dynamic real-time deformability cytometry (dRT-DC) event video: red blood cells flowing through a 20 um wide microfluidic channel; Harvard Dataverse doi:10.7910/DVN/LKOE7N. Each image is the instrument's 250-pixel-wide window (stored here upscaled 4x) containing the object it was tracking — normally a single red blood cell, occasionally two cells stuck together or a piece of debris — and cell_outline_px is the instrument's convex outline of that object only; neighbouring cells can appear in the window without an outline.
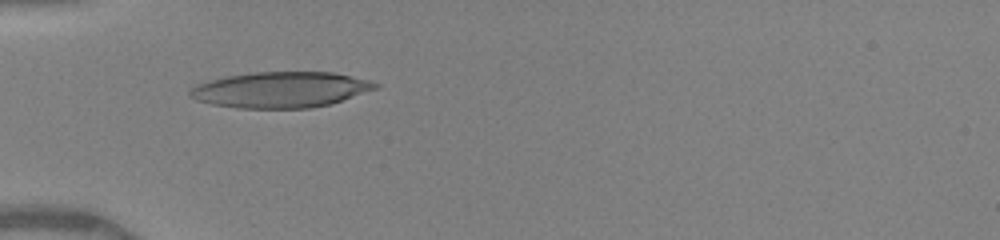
{"species": "human", "species_latin": "Homo sapiens", "temperature_condition": "warm", "stored_images_in_passage": 34, "camera_frame_rate_fps": 3000, "um_per_image_px": 0.085, "donor": {"sex": "female"}, "frame": {"image": 1, "passage_image": 1, "time_ms": 0.0, "image_size_px": [1000, 240], "cell_outline_px": [[380, 84], [376, 88], [328, 104], [308, 108], [240, 108], [212, 104], [196, 100], [188, 96], [188, 92], [196, 84], [208, 80], [224, 76], [252, 72], [332, 72], [368, 80]], "centroid_in_image_um": [23.77, 7.62], "position_along_channel_um": 61.2, "area_um2": 38.38}}
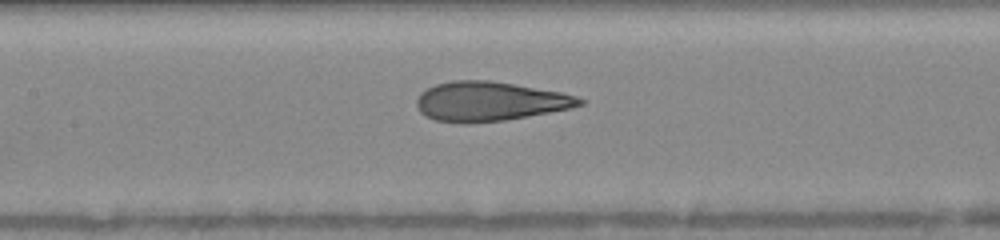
{"frame": {"image": 2, "passage_image": 9, "time_ms": 2.667, "image_size_px": [1000, 240], "cell_outline_px": [[584, 104], [572, 108], [528, 116], [504, 120], [436, 120], [420, 112], [416, 104], [416, 100], [420, 92], [436, 84], [452, 80], [488, 80], [564, 92], [576, 96], [584, 100]], "centroid_in_image_um": [41.68, 8.57], "position_along_channel_um": 165.7, "area_um2": 36.47}}
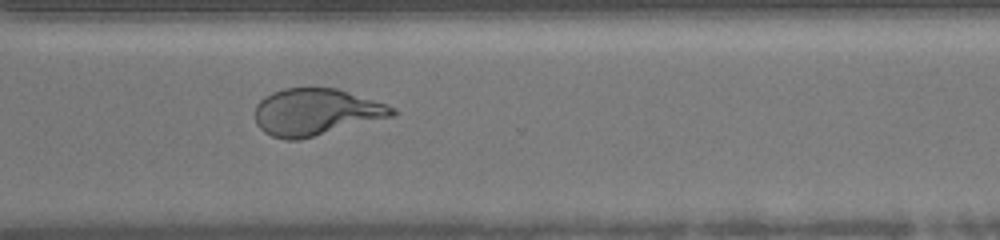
{"frame": {"image": 3, "passage_image": 22, "time_ms": 7.0, "image_size_px": [1000, 240], "cell_outline_px": [[396, 112], [392, 116], [300, 140], [284, 140], [272, 136], [264, 132], [256, 124], [256, 104], [264, 96], [272, 92], [284, 88], [336, 88], [396, 108]], "centroid_in_image_um": [26.79, 9.53], "position_along_channel_um": 343.8, "area_um2": 37.11}, "authors_computed_cell_mechanics": {"area_um2": 38.3214, "velocity_mm_per_s": 4.128, "shape_relaxation_time_tau1_ms": 5.6087, "shape_relaxation_time_tau2_ms": 0.9599, "deformation_change_tau1": 0.2481, "deformation_change_tau2": 0.0905}}